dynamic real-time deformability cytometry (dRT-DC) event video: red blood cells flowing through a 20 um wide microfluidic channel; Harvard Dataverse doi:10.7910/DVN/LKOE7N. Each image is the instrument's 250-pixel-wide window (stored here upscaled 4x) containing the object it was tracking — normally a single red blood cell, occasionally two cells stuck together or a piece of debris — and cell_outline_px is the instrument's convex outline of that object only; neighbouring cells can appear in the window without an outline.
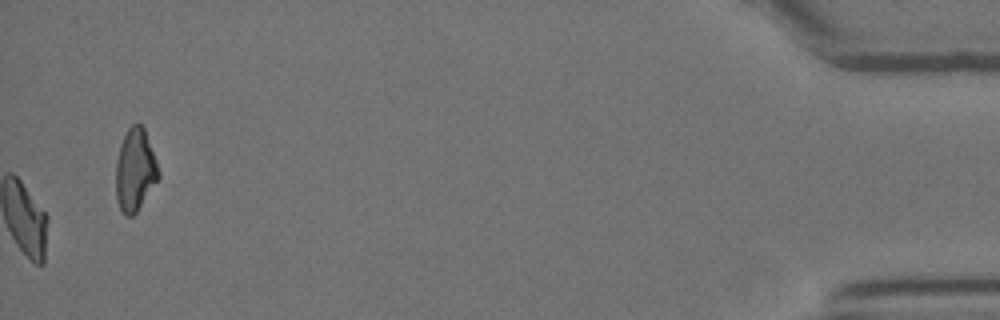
{"species": "Egyptian fruit bat (a non-hibernating species)", "species_latin": "Rousettus aegyptiacus", "temperature_condition": "room temperature", "stored_images_in_passage": 56, "camera_frame_rate_fps": 3000, "um_per_image_px": 0.085, "animal": {"sex": "female"}, "frame": {"image": 1, "passage_image": 56, "time_ms": 18.333, "image_size_px": [1000, 320], "cell_outline_px": [[160, 176], [136, 212], [132, 216], [124, 216], [120, 212], [116, 200], [116, 160], [120, 144], [128, 128], [132, 124], [140, 124], [144, 128], [156, 160], [160, 172]], "centroid_in_image_um": [11.46, 14.47], "position_along_channel_um": 423.7, "area_um2": 20.46}, "authors_computed_cell_mechanics": {"area_um2": 20.6924, "velocity_mm_per_s": 3.5711, "shape_relaxation_time_tau1_ms": 8.8478, "shape_relaxation_time_tau2_ms": 2.1696, "deformation_change_tau1": 0.2203, "deformation_change_tau2": 0.0786}}